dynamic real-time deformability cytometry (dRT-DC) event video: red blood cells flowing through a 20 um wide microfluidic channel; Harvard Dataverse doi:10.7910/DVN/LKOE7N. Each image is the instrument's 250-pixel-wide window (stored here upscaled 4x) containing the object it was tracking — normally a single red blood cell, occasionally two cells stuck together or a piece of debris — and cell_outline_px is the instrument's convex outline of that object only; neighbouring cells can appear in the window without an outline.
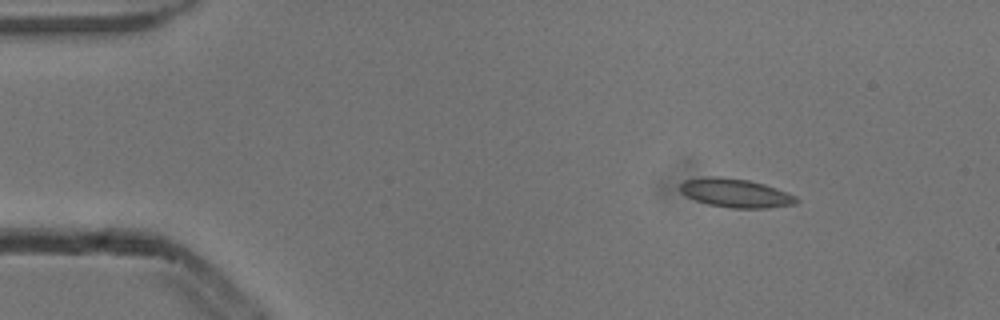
{"species": "common noctule bat (a hibernating species)", "species_latin": "Nyctalus noctula", "temperature_condition": "cold", "stored_images_in_passage": 3, "camera_frame_rate_fps": 3000, "um_per_image_px": 0.085, "animal": {"sex": "male", "body_mass_g": 13.3}, "frame": {"image": 1, "passage_image": 1, "time_ms": 0.0, "image_size_px": [1000, 320], "cell_outline_px": [[800, 200], [796, 204], [768, 208], [732, 208], [708, 204], [696, 200], [680, 192], [680, 184], [684, 180], [704, 176], [720, 176], [748, 180], [764, 184], [788, 192], [796, 196]], "centroid_in_image_um": [62.54, 16.4], "position_along_channel_um": 22.5, "area_um2": 19.59}}